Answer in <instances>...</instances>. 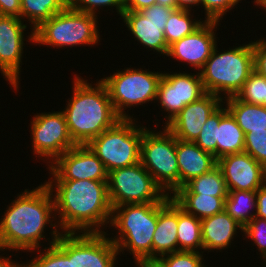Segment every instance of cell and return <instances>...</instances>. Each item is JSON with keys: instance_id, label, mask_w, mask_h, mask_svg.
Wrapping results in <instances>:
<instances>
[{"instance_id": "6da1fadb", "label": "cell", "mask_w": 266, "mask_h": 267, "mask_svg": "<svg viewBox=\"0 0 266 267\" xmlns=\"http://www.w3.org/2000/svg\"><path fill=\"white\" fill-rule=\"evenodd\" d=\"M15 197L0 219V251H34L35 254V250L43 246L41 241L48 226L52 228L49 232L52 237L44 241L49 239L47 246L55 244L62 232L56 222L54 198L48 186L41 183Z\"/></svg>"}, {"instance_id": "7a4b0ae2", "label": "cell", "mask_w": 266, "mask_h": 267, "mask_svg": "<svg viewBox=\"0 0 266 267\" xmlns=\"http://www.w3.org/2000/svg\"><path fill=\"white\" fill-rule=\"evenodd\" d=\"M44 183L53 195L55 218L62 233L105 232L109 228L112 206L108 181L48 180Z\"/></svg>"}, {"instance_id": "3957f363", "label": "cell", "mask_w": 266, "mask_h": 267, "mask_svg": "<svg viewBox=\"0 0 266 267\" xmlns=\"http://www.w3.org/2000/svg\"><path fill=\"white\" fill-rule=\"evenodd\" d=\"M75 74L71 98L62 110L76 145H87L93 138L112 128L121 118L116 114L107 88L101 80L94 84Z\"/></svg>"}, {"instance_id": "277c9868", "label": "cell", "mask_w": 266, "mask_h": 267, "mask_svg": "<svg viewBox=\"0 0 266 267\" xmlns=\"http://www.w3.org/2000/svg\"><path fill=\"white\" fill-rule=\"evenodd\" d=\"M158 220V202L125 204L112 208L110 225L116 228L110 240L119 255L129 251L134 263L152 261V241Z\"/></svg>"}, {"instance_id": "5b68a950", "label": "cell", "mask_w": 266, "mask_h": 267, "mask_svg": "<svg viewBox=\"0 0 266 267\" xmlns=\"http://www.w3.org/2000/svg\"><path fill=\"white\" fill-rule=\"evenodd\" d=\"M217 46L199 73L206 93L224 100L236 96L254 71L253 47L251 41L222 52Z\"/></svg>"}, {"instance_id": "8992f818", "label": "cell", "mask_w": 266, "mask_h": 267, "mask_svg": "<svg viewBox=\"0 0 266 267\" xmlns=\"http://www.w3.org/2000/svg\"><path fill=\"white\" fill-rule=\"evenodd\" d=\"M98 22V16L75 10L68 5L34 30V44L56 49L82 45L92 48L101 40Z\"/></svg>"}, {"instance_id": "52a82bcc", "label": "cell", "mask_w": 266, "mask_h": 267, "mask_svg": "<svg viewBox=\"0 0 266 267\" xmlns=\"http://www.w3.org/2000/svg\"><path fill=\"white\" fill-rule=\"evenodd\" d=\"M163 72L150 71L143 68H124L110 76L101 78L105 84L113 108L121 119H133L129 114L131 107L156 101L159 82Z\"/></svg>"}, {"instance_id": "ba28073f", "label": "cell", "mask_w": 266, "mask_h": 267, "mask_svg": "<svg viewBox=\"0 0 266 267\" xmlns=\"http://www.w3.org/2000/svg\"><path fill=\"white\" fill-rule=\"evenodd\" d=\"M136 120L120 119L112 128L105 130L87 144L108 173L140 162L144 125H139Z\"/></svg>"}, {"instance_id": "9c48e42d", "label": "cell", "mask_w": 266, "mask_h": 267, "mask_svg": "<svg viewBox=\"0 0 266 267\" xmlns=\"http://www.w3.org/2000/svg\"><path fill=\"white\" fill-rule=\"evenodd\" d=\"M161 131L144 126L140 143V163L162 190L171 196L179 189V167L176 138L165 127Z\"/></svg>"}, {"instance_id": "30bf717a", "label": "cell", "mask_w": 266, "mask_h": 267, "mask_svg": "<svg viewBox=\"0 0 266 267\" xmlns=\"http://www.w3.org/2000/svg\"><path fill=\"white\" fill-rule=\"evenodd\" d=\"M108 194L112 208L125 204L163 202L169 196L140 162L110 171Z\"/></svg>"}, {"instance_id": "8fae6325", "label": "cell", "mask_w": 266, "mask_h": 267, "mask_svg": "<svg viewBox=\"0 0 266 267\" xmlns=\"http://www.w3.org/2000/svg\"><path fill=\"white\" fill-rule=\"evenodd\" d=\"M32 150L49 167L60 155L76 144L73 142L63 111L41 112L30 121ZM36 155V156H35Z\"/></svg>"}, {"instance_id": "7c38bea8", "label": "cell", "mask_w": 266, "mask_h": 267, "mask_svg": "<svg viewBox=\"0 0 266 267\" xmlns=\"http://www.w3.org/2000/svg\"><path fill=\"white\" fill-rule=\"evenodd\" d=\"M27 26L18 17L0 15V73L15 91L20 88L24 42L34 43V30L26 36L29 41L24 37Z\"/></svg>"}, {"instance_id": "4fadbf2b", "label": "cell", "mask_w": 266, "mask_h": 267, "mask_svg": "<svg viewBox=\"0 0 266 267\" xmlns=\"http://www.w3.org/2000/svg\"><path fill=\"white\" fill-rule=\"evenodd\" d=\"M206 94L200 73L163 72L159 82L156 102L167 113L166 126L186 105Z\"/></svg>"}, {"instance_id": "5bb4252c", "label": "cell", "mask_w": 266, "mask_h": 267, "mask_svg": "<svg viewBox=\"0 0 266 267\" xmlns=\"http://www.w3.org/2000/svg\"><path fill=\"white\" fill-rule=\"evenodd\" d=\"M48 180L108 181V172L88 145H76L60 155L48 168Z\"/></svg>"}, {"instance_id": "9a60e30c", "label": "cell", "mask_w": 266, "mask_h": 267, "mask_svg": "<svg viewBox=\"0 0 266 267\" xmlns=\"http://www.w3.org/2000/svg\"><path fill=\"white\" fill-rule=\"evenodd\" d=\"M219 24L216 21H205L192 34L171 44L166 56L181 63L185 62L192 66L191 69L194 67L195 71L198 69L200 72L217 45L216 32Z\"/></svg>"}, {"instance_id": "2e32d148", "label": "cell", "mask_w": 266, "mask_h": 267, "mask_svg": "<svg viewBox=\"0 0 266 267\" xmlns=\"http://www.w3.org/2000/svg\"><path fill=\"white\" fill-rule=\"evenodd\" d=\"M228 191H257L264 185V166L248 153L230 154L217 160Z\"/></svg>"}, {"instance_id": "e0dca14e", "label": "cell", "mask_w": 266, "mask_h": 267, "mask_svg": "<svg viewBox=\"0 0 266 267\" xmlns=\"http://www.w3.org/2000/svg\"><path fill=\"white\" fill-rule=\"evenodd\" d=\"M108 236L107 232L74 233V267H116L119 253Z\"/></svg>"}, {"instance_id": "ac0fdd59", "label": "cell", "mask_w": 266, "mask_h": 267, "mask_svg": "<svg viewBox=\"0 0 266 267\" xmlns=\"http://www.w3.org/2000/svg\"><path fill=\"white\" fill-rule=\"evenodd\" d=\"M223 103V99L206 93L197 101L186 105L165 127L183 141H192L199 136L209 116Z\"/></svg>"}, {"instance_id": "d6986e66", "label": "cell", "mask_w": 266, "mask_h": 267, "mask_svg": "<svg viewBox=\"0 0 266 267\" xmlns=\"http://www.w3.org/2000/svg\"><path fill=\"white\" fill-rule=\"evenodd\" d=\"M178 205L171 196L158 202V220L152 241V261L159 257L178 252Z\"/></svg>"}, {"instance_id": "ffe728a7", "label": "cell", "mask_w": 266, "mask_h": 267, "mask_svg": "<svg viewBox=\"0 0 266 267\" xmlns=\"http://www.w3.org/2000/svg\"><path fill=\"white\" fill-rule=\"evenodd\" d=\"M244 227L234 220L225 210L201 220L203 252H222L231 248L237 233ZM238 231V232H237ZM230 246V247H229ZM205 250V251H204Z\"/></svg>"}, {"instance_id": "44dd1931", "label": "cell", "mask_w": 266, "mask_h": 267, "mask_svg": "<svg viewBox=\"0 0 266 267\" xmlns=\"http://www.w3.org/2000/svg\"><path fill=\"white\" fill-rule=\"evenodd\" d=\"M176 155L179 167V188L217 165V160L211 153L203 151L192 141L176 138Z\"/></svg>"}, {"instance_id": "7402d4cb", "label": "cell", "mask_w": 266, "mask_h": 267, "mask_svg": "<svg viewBox=\"0 0 266 267\" xmlns=\"http://www.w3.org/2000/svg\"><path fill=\"white\" fill-rule=\"evenodd\" d=\"M121 19L127 26L134 39L144 49L159 53L165 58L168 52V45L164 37L166 23H155L143 16L139 11H124Z\"/></svg>"}, {"instance_id": "603a6c76", "label": "cell", "mask_w": 266, "mask_h": 267, "mask_svg": "<svg viewBox=\"0 0 266 267\" xmlns=\"http://www.w3.org/2000/svg\"><path fill=\"white\" fill-rule=\"evenodd\" d=\"M36 251L23 267H74V233H62L55 244Z\"/></svg>"}, {"instance_id": "cb8c5ba5", "label": "cell", "mask_w": 266, "mask_h": 267, "mask_svg": "<svg viewBox=\"0 0 266 267\" xmlns=\"http://www.w3.org/2000/svg\"><path fill=\"white\" fill-rule=\"evenodd\" d=\"M224 106L225 104L222 103L216 143V160L226 155L244 152L245 133Z\"/></svg>"}, {"instance_id": "d4e9b609", "label": "cell", "mask_w": 266, "mask_h": 267, "mask_svg": "<svg viewBox=\"0 0 266 267\" xmlns=\"http://www.w3.org/2000/svg\"><path fill=\"white\" fill-rule=\"evenodd\" d=\"M223 103L245 134L266 129V108L262 105L240 101L236 96L224 99Z\"/></svg>"}, {"instance_id": "484cf974", "label": "cell", "mask_w": 266, "mask_h": 267, "mask_svg": "<svg viewBox=\"0 0 266 267\" xmlns=\"http://www.w3.org/2000/svg\"><path fill=\"white\" fill-rule=\"evenodd\" d=\"M171 198L186 213L200 220L222 212L226 197H215L199 194H172Z\"/></svg>"}, {"instance_id": "4316f807", "label": "cell", "mask_w": 266, "mask_h": 267, "mask_svg": "<svg viewBox=\"0 0 266 267\" xmlns=\"http://www.w3.org/2000/svg\"><path fill=\"white\" fill-rule=\"evenodd\" d=\"M228 188L220 168L216 165L209 172L193 178L173 194H199L215 197H227Z\"/></svg>"}, {"instance_id": "83f0119b", "label": "cell", "mask_w": 266, "mask_h": 267, "mask_svg": "<svg viewBox=\"0 0 266 267\" xmlns=\"http://www.w3.org/2000/svg\"><path fill=\"white\" fill-rule=\"evenodd\" d=\"M69 5V0H21V20L28 19L30 29L35 30Z\"/></svg>"}, {"instance_id": "f1b7e54d", "label": "cell", "mask_w": 266, "mask_h": 267, "mask_svg": "<svg viewBox=\"0 0 266 267\" xmlns=\"http://www.w3.org/2000/svg\"><path fill=\"white\" fill-rule=\"evenodd\" d=\"M178 251L203 252L201 220L178 206Z\"/></svg>"}, {"instance_id": "f546056e", "label": "cell", "mask_w": 266, "mask_h": 267, "mask_svg": "<svg viewBox=\"0 0 266 267\" xmlns=\"http://www.w3.org/2000/svg\"><path fill=\"white\" fill-rule=\"evenodd\" d=\"M224 210L244 227L255 218L256 191H229Z\"/></svg>"}, {"instance_id": "4dcf8cb0", "label": "cell", "mask_w": 266, "mask_h": 267, "mask_svg": "<svg viewBox=\"0 0 266 267\" xmlns=\"http://www.w3.org/2000/svg\"><path fill=\"white\" fill-rule=\"evenodd\" d=\"M191 12L183 9H174L171 12L164 30V37L168 47L183 37L192 34L205 22V20H201L202 18L199 20L192 19L194 14L191 15Z\"/></svg>"}, {"instance_id": "1f68e13d", "label": "cell", "mask_w": 266, "mask_h": 267, "mask_svg": "<svg viewBox=\"0 0 266 267\" xmlns=\"http://www.w3.org/2000/svg\"><path fill=\"white\" fill-rule=\"evenodd\" d=\"M266 93V78L255 70L249 75L236 97L249 104L262 105Z\"/></svg>"}, {"instance_id": "d6a6232c", "label": "cell", "mask_w": 266, "mask_h": 267, "mask_svg": "<svg viewBox=\"0 0 266 267\" xmlns=\"http://www.w3.org/2000/svg\"><path fill=\"white\" fill-rule=\"evenodd\" d=\"M221 120V105L209 116L194 143L216 158L218 126Z\"/></svg>"}, {"instance_id": "836d02e7", "label": "cell", "mask_w": 266, "mask_h": 267, "mask_svg": "<svg viewBox=\"0 0 266 267\" xmlns=\"http://www.w3.org/2000/svg\"><path fill=\"white\" fill-rule=\"evenodd\" d=\"M202 253V254H201ZM204 261V262H203ZM156 262L161 267H207L203 252L178 251L159 257Z\"/></svg>"}, {"instance_id": "e575fe53", "label": "cell", "mask_w": 266, "mask_h": 267, "mask_svg": "<svg viewBox=\"0 0 266 267\" xmlns=\"http://www.w3.org/2000/svg\"><path fill=\"white\" fill-rule=\"evenodd\" d=\"M243 236L251 239L253 246H257L258 252L261 255L259 258L263 260L266 265V220L260 217H255L249 221L243 230Z\"/></svg>"}, {"instance_id": "d590c367", "label": "cell", "mask_w": 266, "mask_h": 267, "mask_svg": "<svg viewBox=\"0 0 266 267\" xmlns=\"http://www.w3.org/2000/svg\"><path fill=\"white\" fill-rule=\"evenodd\" d=\"M69 5L75 10L95 16L100 13V9L103 10L106 7L108 10L109 8L115 9L119 18L124 12V0H69Z\"/></svg>"}, {"instance_id": "8d00e7d4", "label": "cell", "mask_w": 266, "mask_h": 267, "mask_svg": "<svg viewBox=\"0 0 266 267\" xmlns=\"http://www.w3.org/2000/svg\"><path fill=\"white\" fill-rule=\"evenodd\" d=\"M244 152L263 166L266 165V129L245 134Z\"/></svg>"}, {"instance_id": "74e56055", "label": "cell", "mask_w": 266, "mask_h": 267, "mask_svg": "<svg viewBox=\"0 0 266 267\" xmlns=\"http://www.w3.org/2000/svg\"><path fill=\"white\" fill-rule=\"evenodd\" d=\"M240 1L242 2V0H201V7L205 11L204 20L220 22L227 12L241 3Z\"/></svg>"}, {"instance_id": "f35d334b", "label": "cell", "mask_w": 266, "mask_h": 267, "mask_svg": "<svg viewBox=\"0 0 266 267\" xmlns=\"http://www.w3.org/2000/svg\"><path fill=\"white\" fill-rule=\"evenodd\" d=\"M252 42L254 55V70L266 78V37Z\"/></svg>"}, {"instance_id": "ab89813d", "label": "cell", "mask_w": 266, "mask_h": 267, "mask_svg": "<svg viewBox=\"0 0 266 267\" xmlns=\"http://www.w3.org/2000/svg\"><path fill=\"white\" fill-rule=\"evenodd\" d=\"M173 8L154 4L150 7L140 10L139 12L150 21L155 23H166Z\"/></svg>"}, {"instance_id": "60d3db41", "label": "cell", "mask_w": 266, "mask_h": 267, "mask_svg": "<svg viewBox=\"0 0 266 267\" xmlns=\"http://www.w3.org/2000/svg\"><path fill=\"white\" fill-rule=\"evenodd\" d=\"M0 15L21 19V0H0Z\"/></svg>"}, {"instance_id": "b9f144b4", "label": "cell", "mask_w": 266, "mask_h": 267, "mask_svg": "<svg viewBox=\"0 0 266 267\" xmlns=\"http://www.w3.org/2000/svg\"><path fill=\"white\" fill-rule=\"evenodd\" d=\"M255 217L266 220V185L264 184L256 191V211Z\"/></svg>"}, {"instance_id": "7bdbcfd3", "label": "cell", "mask_w": 266, "mask_h": 267, "mask_svg": "<svg viewBox=\"0 0 266 267\" xmlns=\"http://www.w3.org/2000/svg\"><path fill=\"white\" fill-rule=\"evenodd\" d=\"M156 4V0H124V11H140Z\"/></svg>"}, {"instance_id": "ee69618b", "label": "cell", "mask_w": 266, "mask_h": 267, "mask_svg": "<svg viewBox=\"0 0 266 267\" xmlns=\"http://www.w3.org/2000/svg\"><path fill=\"white\" fill-rule=\"evenodd\" d=\"M3 255H5V253L0 254V267H23L22 262L20 264L19 262L17 263V259L16 261L11 259L13 256H15L13 255V253L12 254L10 253V256L7 254L6 256Z\"/></svg>"}, {"instance_id": "f6af8a7d", "label": "cell", "mask_w": 266, "mask_h": 267, "mask_svg": "<svg viewBox=\"0 0 266 267\" xmlns=\"http://www.w3.org/2000/svg\"><path fill=\"white\" fill-rule=\"evenodd\" d=\"M201 6V0H177V9L193 11L194 6Z\"/></svg>"}, {"instance_id": "bcb514c9", "label": "cell", "mask_w": 266, "mask_h": 267, "mask_svg": "<svg viewBox=\"0 0 266 267\" xmlns=\"http://www.w3.org/2000/svg\"><path fill=\"white\" fill-rule=\"evenodd\" d=\"M156 4L177 9V0H156Z\"/></svg>"}, {"instance_id": "7dc6e473", "label": "cell", "mask_w": 266, "mask_h": 267, "mask_svg": "<svg viewBox=\"0 0 266 267\" xmlns=\"http://www.w3.org/2000/svg\"><path fill=\"white\" fill-rule=\"evenodd\" d=\"M136 266L138 267H161L156 261H145L138 263Z\"/></svg>"}, {"instance_id": "c3c4849f", "label": "cell", "mask_w": 266, "mask_h": 267, "mask_svg": "<svg viewBox=\"0 0 266 267\" xmlns=\"http://www.w3.org/2000/svg\"><path fill=\"white\" fill-rule=\"evenodd\" d=\"M253 2L255 3V7L259 6V8H262L266 11V0H254ZM265 14H266V12H265Z\"/></svg>"}, {"instance_id": "681fc988", "label": "cell", "mask_w": 266, "mask_h": 267, "mask_svg": "<svg viewBox=\"0 0 266 267\" xmlns=\"http://www.w3.org/2000/svg\"><path fill=\"white\" fill-rule=\"evenodd\" d=\"M264 184L266 185V165L264 166Z\"/></svg>"}, {"instance_id": "f907efd6", "label": "cell", "mask_w": 266, "mask_h": 267, "mask_svg": "<svg viewBox=\"0 0 266 267\" xmlns=\"http://www.w3.org/2000/svg\"><path fill=\"white\" fill-rule=\"evenodd\" d=\"M262 106L266 108V93H265V99H264V101H263Z\"/></svg>"}]
</instances>
